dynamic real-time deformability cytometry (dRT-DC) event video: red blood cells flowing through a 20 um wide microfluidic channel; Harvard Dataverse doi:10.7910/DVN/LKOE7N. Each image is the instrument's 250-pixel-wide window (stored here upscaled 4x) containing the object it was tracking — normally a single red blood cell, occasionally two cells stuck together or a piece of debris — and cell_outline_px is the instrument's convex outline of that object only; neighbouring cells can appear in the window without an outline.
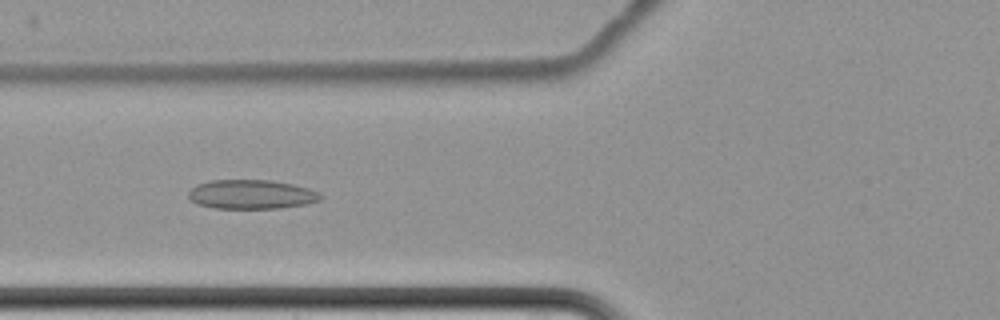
{"species": "common noctule bat (a hibernating species)", "species_latin": "Nyctalus noctula", "temperature_condition": "cold", "stored_images_in_passage": 9, "camera_frame_rate_fps": 3000, "um_per_image_px": 0.085, "animal": {"sex": "female", "body_mass_g": 22.7, "forearm_length_mm": 54.2}, "frame": {"image": 1, "passage_image": 8, "time_ms": 8.667, "image_size_px": [1000, 320], "cell_outline_px": [[324, 196], [320, 200], [308, 204], [280, 208], [212, 208], [196, 204], [188, 196], [188, 192], [196, 184], [212, 180], [272, 180], [292, 184], [308, 188], [320, 192]], "centroid_in_image_um": [21.39, 16.52], "position_along_channel_um": 104.4, "area_um2": 22.66}}
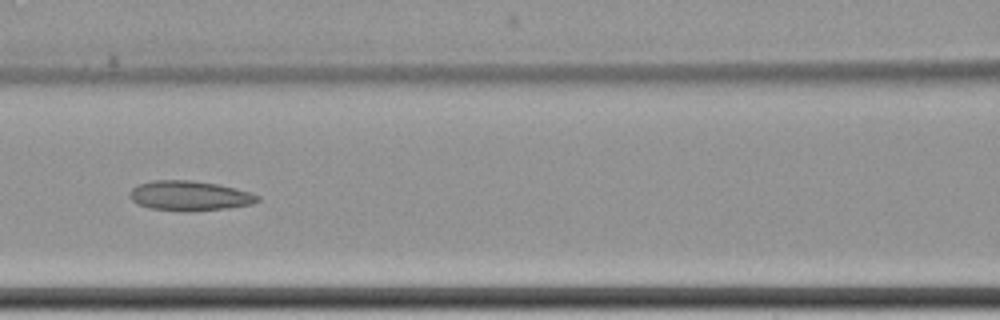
{"frame": {"image": 2, "passage_image": 9, "time_ms": 10.0, "image_size_px": [1000, 320], "cell_outline_px": [[260, 200], [252, 204], [228, 208], [188, 212], [148, 208], [136, 204], [128, 196], [128, 192], [136, 184], [152, 180], [192, 180], [220, 184], [236, 188], [260, 196]], "centroid_in_image_um": [16.07, 16.64], "position_along_channel_um": 150.5, "area_um2": 22.66}}